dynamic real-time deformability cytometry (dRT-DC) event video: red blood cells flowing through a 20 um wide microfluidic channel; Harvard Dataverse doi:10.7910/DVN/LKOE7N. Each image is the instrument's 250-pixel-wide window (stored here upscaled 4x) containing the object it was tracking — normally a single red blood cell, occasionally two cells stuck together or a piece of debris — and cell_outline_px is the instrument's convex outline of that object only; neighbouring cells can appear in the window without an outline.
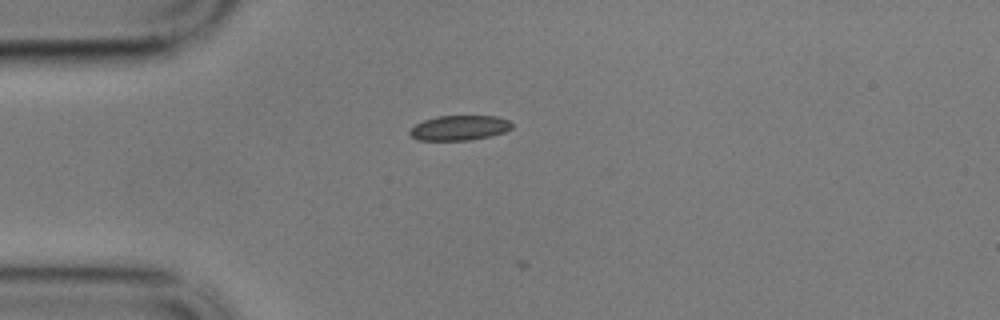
{"species": "common noctule bat (a hibernating species)", "species_latin": "Nyctalus noctula", "temperature_condition": "cold", "stored_images_in_passage": 3, "camera_frame_rate_fps": 3000, "um_per_image_px": 0.085, "animal": {"sex": "male", "body_mass_g": 17.9}, "frame": {"image": 1, "passage_image": 1, "time_ms": 0.0, "image_size_px": [1000, 320], "cell_outline_px": [[512, 128], [504, 132], [488, 136], [468, 140], [416, 140], [408, 132], [416, 124], [424, 120], [436, 116], [496, 116], [508, 120], [512, 124]], "centroid_in_image_um": [39.03, 10.86], "position_along_channel_um": 46.0, "area_um2": 14.68}}